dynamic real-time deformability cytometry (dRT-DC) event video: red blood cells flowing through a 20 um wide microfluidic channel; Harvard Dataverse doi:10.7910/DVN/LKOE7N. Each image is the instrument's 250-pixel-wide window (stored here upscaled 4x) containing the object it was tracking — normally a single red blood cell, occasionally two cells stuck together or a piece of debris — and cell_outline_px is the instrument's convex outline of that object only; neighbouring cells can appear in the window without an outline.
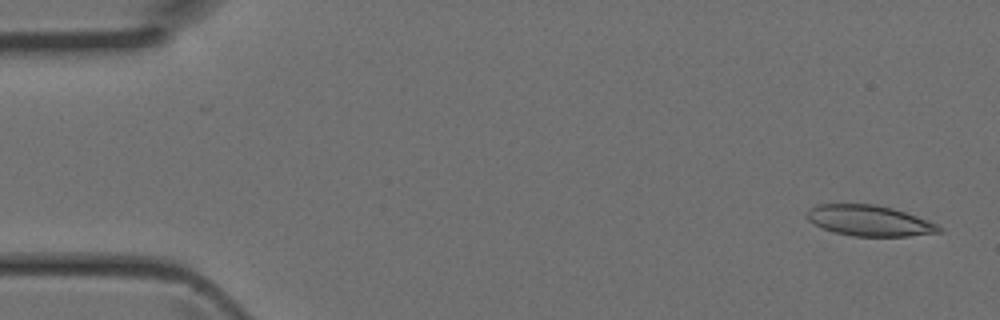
{"species": "Egyptian fruit bat (a non-hibernating species)", "species_latin": "Rousettus aegyptiacus", "temperature_condition": "room temperature", "stored_images_in_passage": 42, "camera_frame_rate_fps": 3000, "um_per_image_px": 0.085, "animal": {"sex": "female"}, "frame": {"image": 1, "passage_image": 2, "time_ms": 0.333, "image_size_px": [1000, 320], "cell_outline_px": [[944, 232], [908, 236], [852, 236], [836, 232], [824, 228], [808, 220], [804, 212], [816, 204], [876, 204], [892, 208], [916, 216], [936, 224], [944, 228]], "centroid_in_image_um": [73.9, 18.75], "position_along_channel_um": 11.1, "area_um2": 23.58}}
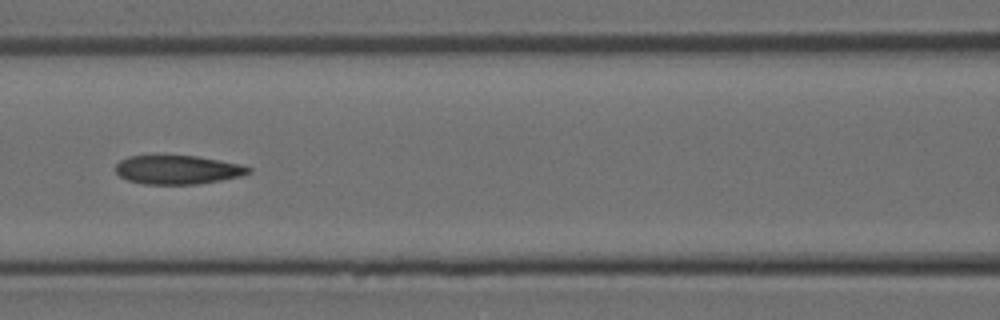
{"frame": {"image": 2, "passage_image": 19, "time_ms": 6.0, "image_size_px": [1000, 320], "cell_outline_px": [[252, 172], [240, 176], [220, 180], [196, 184], [144, 184], [128, 180], [120, 176], [116, 172], [116, 164], [120, 160], [128, 156], [196, 156], [220, 160], [240, 164], [252, 168]], "centroid_in_image_um": [15.11, 14.43], "position_along_channel_um": 151.5, "area_um2": 22.2}}
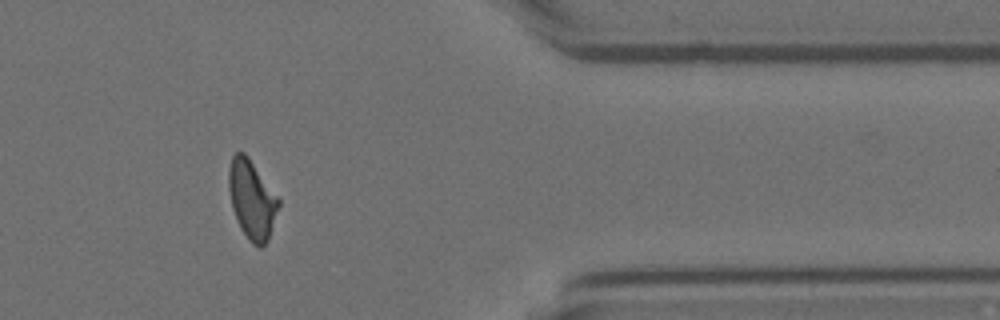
{"frame": {"image": 3, "passage_image": 36, "time_ms": 11.667, "image_size_px": [1000, 320], "cell_outline_px": [[280, 204], [268, 240], [260, 248], [252, 244], [248, 240], [240, 228], [232, 208], [228, 188], [228, 168], [232, 156], [236, 152], [244, 152], [248, 156], [280, 200]], "centroid_in_image_um": [21.39, 16.96], "position_along_channel_um": 390.0, "area_um2": 22.89}}